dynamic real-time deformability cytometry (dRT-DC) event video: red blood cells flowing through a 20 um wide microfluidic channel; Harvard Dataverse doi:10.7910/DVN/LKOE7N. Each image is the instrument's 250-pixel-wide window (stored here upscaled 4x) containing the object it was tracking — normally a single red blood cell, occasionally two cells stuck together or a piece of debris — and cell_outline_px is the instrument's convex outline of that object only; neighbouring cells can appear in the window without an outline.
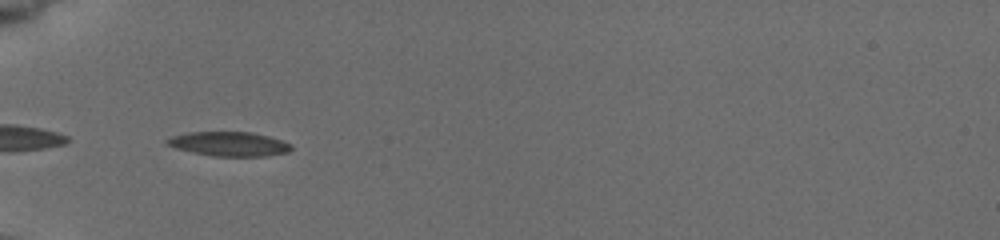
{"species": "common noctule bat (a hibernating species)", "species_latin": "Nyctalus noctula", "temperature_condition": "cold", "stored_images_in_passage": 34, "camera_frame_rate_fps": 3000, "um_per_image_px": 0.085, "animal": {"sex": "female", "body_mass_g": 19.5, "forearm_length_mm": 54.1}, "frame": {"image": 1, "passage_image": 1, "time_ms": 0.0, "image_size_px": [1000, 240], "cell_outline_px": [[292, 148], [288, 152], [268, 156], [212, 156], [192, 152], [176, 148], [164, 144], [164, 140], [172, 136], [188, 132], [252, 132], [284, 140], [292, 144]], "centroid_in_image_um": [19.48, 12.23], "position_along_channel_um": 65.5, "area_um2": 17.8}}
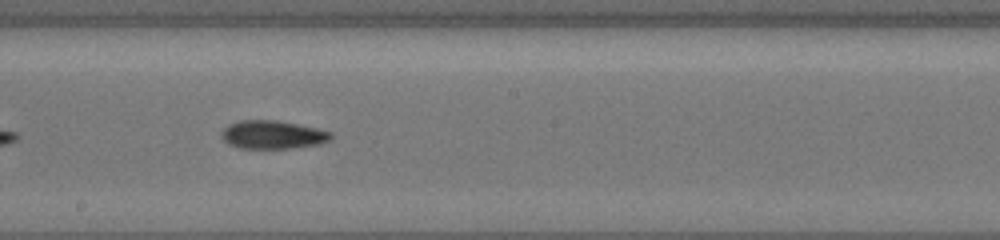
{"frame": {"image": 2, "passage_image": 14, "time_ms": 4.333, "image_size_px": [1000, 240], "cell_outline_px": [[332, 136], [328, 140], [320, 144], [292, 148], [240, 148], [228, 144], [220, 136], [220, 132], [228, 124], [240, 120], [276, 120], [316, 128], [332, 132]], "centroid_in_image_um": [23.13, 11.45], "position_along_channel_um": 225.1, "area_um2": 18.03}}
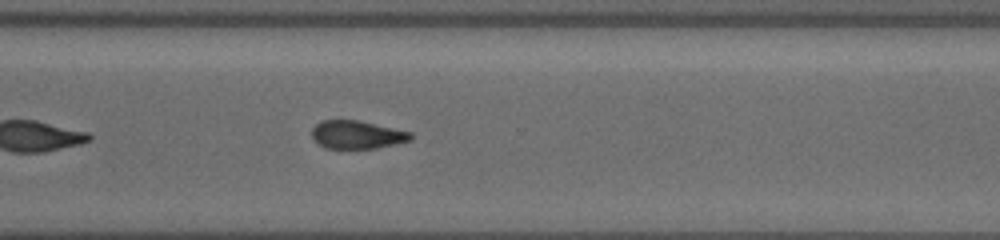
{"frame": {"image": 3, "passage_image": 23, "time_ms": 7.333, "image_size_px": [1000, 240], "cell_outline_px": [[412, 140], [376, 148], [324, 148], [316, 144], [312, 136], [312, 128], [320, 120], [360, 120], [412, 132]], "centroid_in_image_um": [30.32, 11.44], "position_along_channel_um": 340.3, "area_um2": 16.36}, "authors_computed_cell_mechanics": {"area_um2": 17.3111, "velocity_mm_per_s": 3.8544, "shape_relaxation_time_tau1_ms": 4.9421, "shape_relaxation_time_tau2_ms": 2.7911, "deformation_change_tau1": 0.1333, "deformation_change_tau2": 0.0968}}